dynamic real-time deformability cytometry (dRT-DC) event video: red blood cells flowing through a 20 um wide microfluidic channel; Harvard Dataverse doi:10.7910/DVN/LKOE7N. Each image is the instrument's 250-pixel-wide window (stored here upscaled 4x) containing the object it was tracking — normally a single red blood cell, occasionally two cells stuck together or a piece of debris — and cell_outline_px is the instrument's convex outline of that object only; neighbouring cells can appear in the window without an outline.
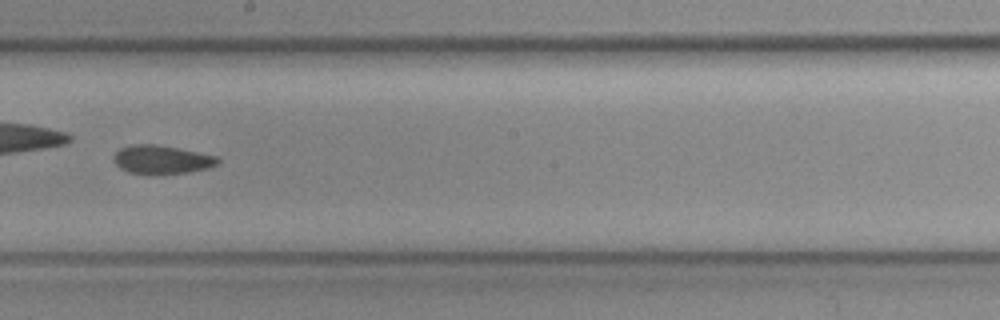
{"species": "common noctule bat (a hibernating species)", "species_latin": "Nyctalus noctula", "temperature_condition": "cold", "stored_images_in_passage": 20, "camera_frame_rate_fps": 3000, "um_per_image_px": 0.085, "animal": {"sex": "female", "body_mass_g": 19.3, "forearm_length_mm": 54.1}, "frame": {"image": 1, "passage_image": 17, "time_ms": 5.333, "image_size_px": [1000, 320], "cell_outline_px": [[220, 164], [208, 168], [188, 172], [156, 176], [128, 172], [120, 168], [112, 160], [112, 156], [120, 148], [132, 144], [152, 144], [176, 148], [216, 156], [220, 160]], "centroid_in_image_um": [13.71, 13.6], "position_along_channel_um": 234.5, "area_um2": 17.63}}